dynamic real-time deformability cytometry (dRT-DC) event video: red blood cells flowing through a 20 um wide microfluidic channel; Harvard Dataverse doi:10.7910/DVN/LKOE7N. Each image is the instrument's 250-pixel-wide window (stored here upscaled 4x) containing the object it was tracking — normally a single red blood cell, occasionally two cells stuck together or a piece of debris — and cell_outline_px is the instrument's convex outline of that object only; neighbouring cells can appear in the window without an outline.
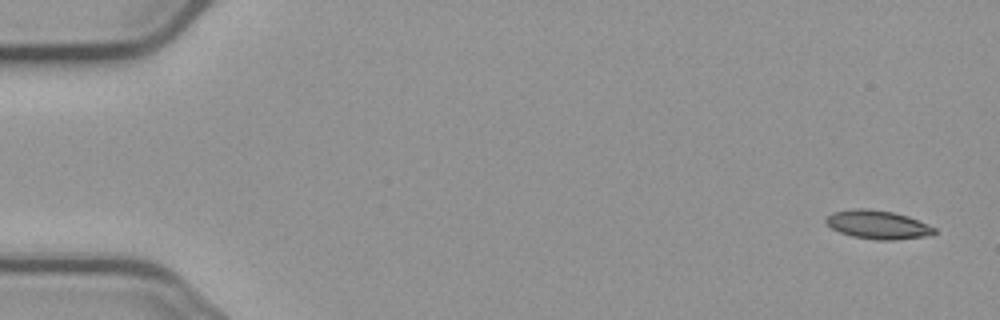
{"species": "common noctule bat (a hibernating species)", "species_latin": "Nyctalus noctula", "temperature_condition": "cold", "stored_images_in_passage": 3, "camera_frame_rate_fps": 3000, "um_per_image_px": 0.085, "animal": {"sex": "male", "body_mass_g": 23.1, "forearm_length_mm": 52.7}, "frame": {"image": 1, "passage_image": 1, "time_ms": 0.0, "image_size_px": [1000, 320], "cell_outline_px": [[936, 232], [932, 236], [892, 240], [880, 240], [852, 236], [840, 232], [824, 224], [824, 220], [832, 212], [852, 208], [868, 208], [892, 212], [908, 216], [936, 228]], "centroid_in_image_um": [74.6, 19.09], "position_along_channel_um": 10.4, "area_um2": 18.21}}